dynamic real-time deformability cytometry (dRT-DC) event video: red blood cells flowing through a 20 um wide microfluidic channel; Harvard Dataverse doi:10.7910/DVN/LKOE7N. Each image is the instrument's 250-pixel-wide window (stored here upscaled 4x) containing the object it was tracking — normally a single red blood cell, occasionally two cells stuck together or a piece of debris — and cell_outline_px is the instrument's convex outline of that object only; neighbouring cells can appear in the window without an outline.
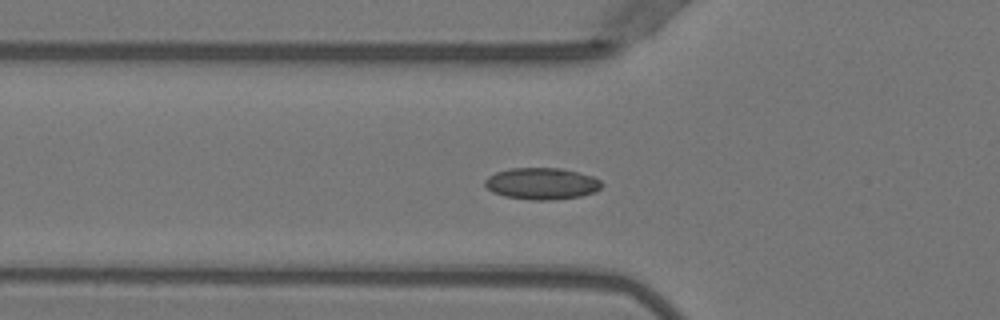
{"species": "Egyptian fruit bat (a non-hibernating species)", "species_latin": "Rousettus aegyptiacus", "temperature_condition": "warm", "stored_images_in_passage": 52, "segment_of_instrument_passage": [1, 2], "camera_frame_rate_fps": 3000, "um_per_image_px": 0.085, "animal": {"sex": "female"}, "frame": {"image": 1, "passage_image": 18, "time_ms": 5.667, "image_size_px": [1000, 320], "cell_outline_px": [[604, 184], [596, 192], [580, 196], [552, 200], [532, 200], [504, 196], [492, 192], [484, 184], [484, 180], [488, 176], [496, 172], [508, 168], [560, 168], [592, 176], [600, 180]], "centroid_in_image_um": [46.04, 15.61], "position_along_channel_um": 79.8, "area_um2": 21.62}}
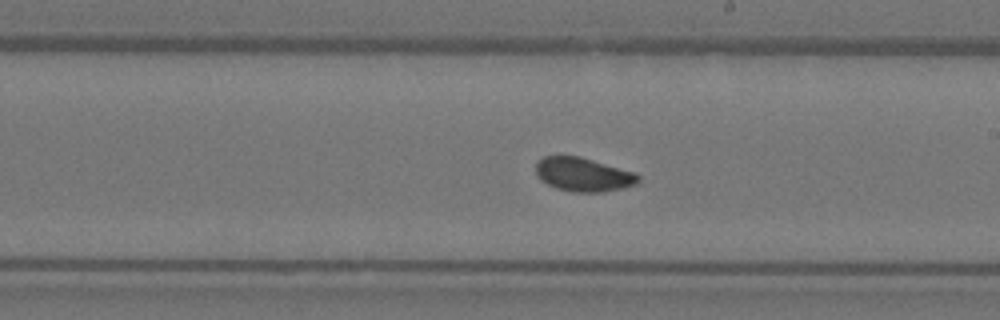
{"frame": {"image": 2, "passage_image": 30, "time_ms": 9.667, "image_size_px": [1000, 320], "cell_outline_px": [[640, 180], [636, 184], [624, 188], [604, 192], [572, 192], [556, 188], [540, 180], [536, 176], [536, 164], [544, 156], [580, 156], [636, 172], [640, 176]], "centroid_in_image_um": [49.6, 14.84], "position_along_channel_um": 239.4, "area_um2": 20.4}}
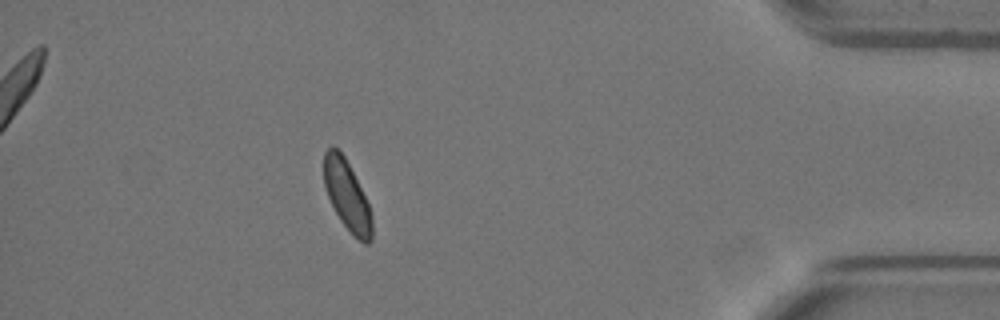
{"frame": {"image": 3, "passage_image": 46, "time_ms": 15.0, "image_size_px": [1000, 320], "cell_outline_px": [[372, 240], [368, 244], [364, 244], [340, 220], [328, 196], [324, 184], [324, 152], [332, 144], [344, 156], [368, 204], [372, 216]], "centroid_in_image_um": [29.49, 16.61], "position_along_channel_um": 405.7, "area_um2": 18.96}}